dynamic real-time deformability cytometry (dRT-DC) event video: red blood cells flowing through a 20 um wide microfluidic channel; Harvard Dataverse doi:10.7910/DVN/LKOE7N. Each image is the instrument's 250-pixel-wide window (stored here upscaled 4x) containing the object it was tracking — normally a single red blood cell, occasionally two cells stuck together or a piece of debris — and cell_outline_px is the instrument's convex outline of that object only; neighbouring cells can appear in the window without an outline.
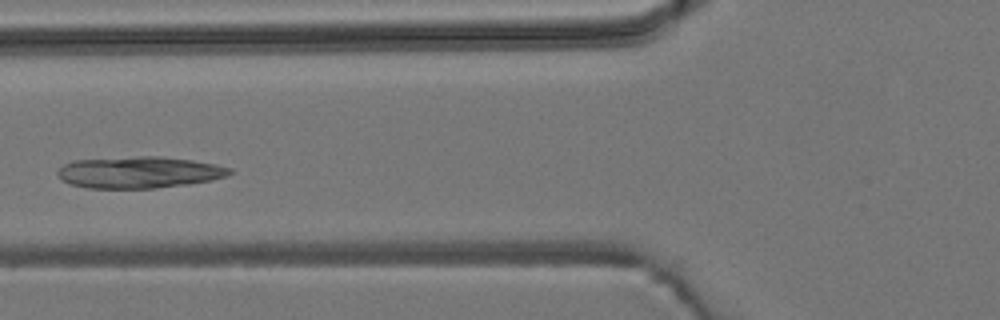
{"species": "common noctule bat (a hibernating species)", "species_latin": "Nyctalus noctula", "temperature_condition": "room temperature", "stored_images_in_passage": 2, "camera_frame_rate_fps": 3000, "um_per_image_px": 0.085, "animal": {"sex": "male", "body_mass_g": 19.2, "forearm_length_mm": 51.8}, "frame": {"image": 1, "passage_image": 2, "time_ms": 1.333, "image_size_px": [1000, 320], "cell_outline_px": [[232, 172], [224, 176], [212, 180], [188, 184], [156, 188], [88, 188], [72, 184], [64, 180], [56, 172], [64, 164], [76, 160], [136, 156], [160, 156], [192, 160], [216, 164], [232, 168]], "centroid_in_image_um": [11.86, 14.64], "position_along_channel_um": 113.9, "area_um2": 31.5}}